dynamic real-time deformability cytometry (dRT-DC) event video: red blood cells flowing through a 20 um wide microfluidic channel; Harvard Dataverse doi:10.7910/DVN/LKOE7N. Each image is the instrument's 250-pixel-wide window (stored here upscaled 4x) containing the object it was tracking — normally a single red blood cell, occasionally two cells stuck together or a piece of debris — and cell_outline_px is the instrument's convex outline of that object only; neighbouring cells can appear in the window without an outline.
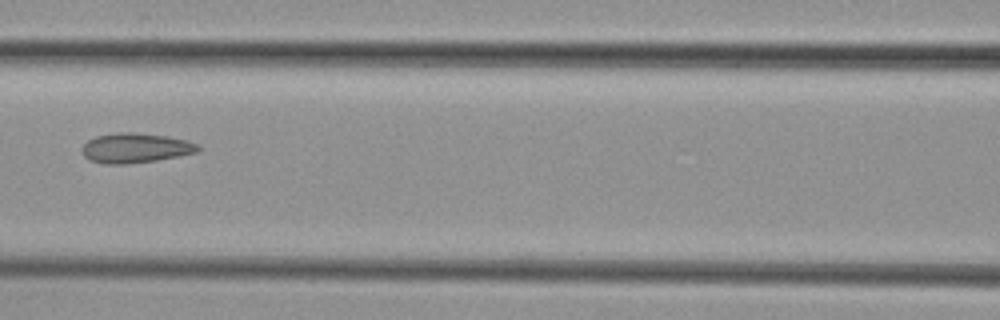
{"species": "common noctule bat (a hibernating species)", "species_latin": "Nyctalus noctula", "temperature_condition": "cold", "stored_images_in_passage": 8, "camera_frame_rate_fps": 3000, "um_per_image_px": 0.085, "animal": {"sex": "female", "body_mass_g": 29.2, "forearm_length_mm": 56.3}, "frame": {"image": 1, "passage_image": 7, "time_ms": 8.0, "image_size_px": [1000, 320], "cell_outline_px": [[200, 152], [156, 160], [128, 164], [104, 164], [88, 160], [80, 152], [84, 144], [88, 140], [96, 136], [120, 132], [132, 132], [168, 136], [188, 140], [200, 144]], "centroid_in_image_um": [11.53, 12.58], "position_along_channel_um": 155.1, "area_um2": 20.4}}
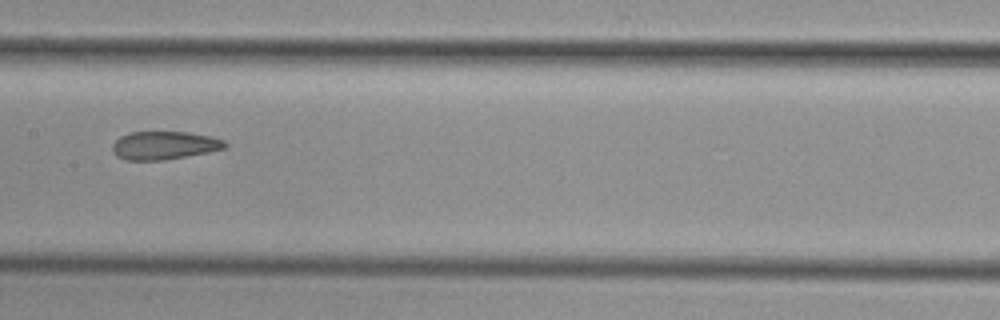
{"frame": {"image": 2, "passage_image": 8, "time_ms": 9.0, "image_size_px": [1000, 320], "cell_outline_px": [[228, 148], [208, 152], [164, 160], [124, 160], [116, 156], [112, 152], [112, 144], [120, 136], [132, 132], [188, 132], [212, 136], [224, 140], [228, 144]], "centroid_in_image_um": [13.97, 12.36], "position_along_channel_um": 193.4, "area_um2": 18.67}}